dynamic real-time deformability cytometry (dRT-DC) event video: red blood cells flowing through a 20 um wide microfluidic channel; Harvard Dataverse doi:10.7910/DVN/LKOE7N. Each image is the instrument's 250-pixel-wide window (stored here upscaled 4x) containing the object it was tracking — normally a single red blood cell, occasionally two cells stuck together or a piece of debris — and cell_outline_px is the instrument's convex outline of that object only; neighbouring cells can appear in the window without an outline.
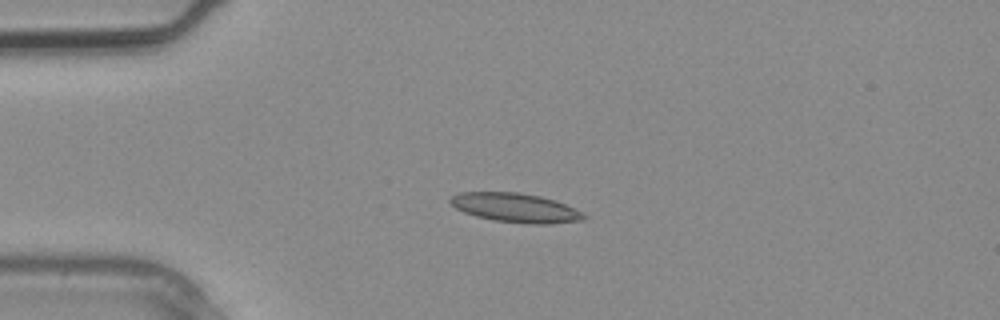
{"species": "common noctule bat (a hibernating species)", "species_latin": "Nyctalus noctula", "temperature_condition": "warm", "stored_images_in_passage": 3, "camera_frame_rate_fps": 3000, "um_per_image_px": 0.085, "animal": {"sex": "male", "body_mass_g": 20.4}, "frame": {"image": 1, "passage_image": 3, "time_ms": 0.667, "image_size_px": [1000, 320], "cell_outline_px": [[588, 216], [584, 220], [552, 224], [532, 224], [496, 220], [476, 216], [464, 212], [456, 208], [448, 200], [452, 196], [460, 192], [516, 192], [540, 196], [564, 204], [584, 212]], "centroid_in_image_um": [43.85, 17.66], "position_along_channel_um": 41.2, "area_um2": 22.54}}